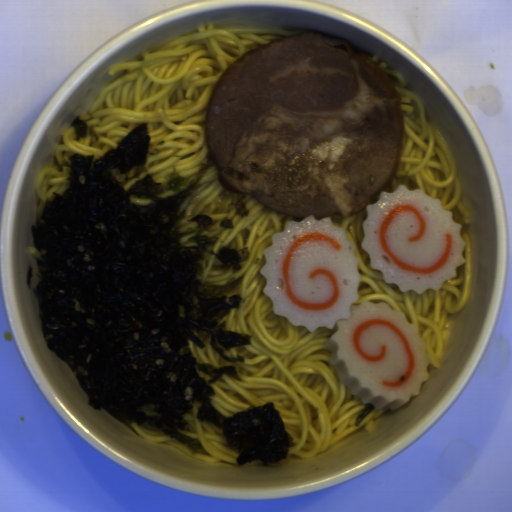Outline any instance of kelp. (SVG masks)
I'll return each instance as SVG.
<instances>
[{"mask_svg":"<svg viewBox=\"0 0 512 512\" xmlns=\"http://www.w3.org/2000/svg\"><path fill=\"white\" fill-rule=\"evenodd\" d=\"M148 122L129 132L104 155H72L62 193L45 199L36 224L30 225L39 281L34 289L41 332L47 346L68 363L90 406L104 409L142 440L133 424L165 435L195 456H211L191 431L185 414L222 429L235 462L286 459L294 436L285 428L274 403L247 406L223 416L212 404V383L224 374L243 381L233 365L197 362L189 340L208 334L223 360L245 362L224 349L250 344L251 334L224 329L231 309L243 296L216 294L233 290L245 274L220 285L203 280L208 257L240 271L250 260V246L230 244L212 251L219 237L204 236L212 223L203 213L181 230L184 198L201 187L213 164L210 154L196 172L181 176L176 167L166 180H154L148 162ZM216 339L218 344L216 345Z\"/></svg>","mask_w":512,"mask_h":512,"instance_id":"99668d17","label":"kelp"},{"mask_svg":"<svg viewBox=\"0 0 512 512\" xmlns=\"http://www.w3.org/2000/svg\"><path fill=\"white\" fill-rule=\"evenodd\" d=\"M69 125L74 129V133H75L77 141L79 140L80 137L86 136L87 130H88V125L86 124L85 121H83L81 119L80 116L77 115L76 118L74 120H72Z\"/></svg>","mask_w":512,"mask_h":512,"instance_id":"cf089659","label":"kelp"},{"mask_svg":"<svg viewBox=\"0 0 512 512\" xmlns=\"http://www.w3.org/2000/svg\"><path fill=\"white\" fill-rule=\"evenodd\" d=\"M247 194H241V197L239 200L235 203L229 204L230 207L236 208V215L241 216L243 219L244 217L249 216L250 210L247 209L246 202H244V199H246Z\"/></svg>","mask_w":512,"mask_h":512,"instance_id":"604fcf36","label":"kelp"},{"mask_svg":"<svg viewBox=\"0 0 512 512\" xmlns=\"http://www.w3.org/2000/svg\"><path fill=\"white\" fill-rule=\"evenodd\" d=\"M220 227L224 228L225 230L233 229L232 219L225 216L224 219L221 221Z\"/></svg>","mask_w":512,"mask_h":512,"instance_id":"861f05c9","label":"kelp"},{"mask_svg":"<svg viewBox=\"0 0 512 512\" xmlns=\"http://www.w3.org/2000/svg\"><path fill=\"white\" fill-rule=\"evenodd\" d=\"M32 278H33V267H31L29 265L26 269V282H27L28 288H31Z\"/></svg>","mask_w":512,"mask_h":512,"instance_id":"d102d525","label":"kelp"}]
</instances>
